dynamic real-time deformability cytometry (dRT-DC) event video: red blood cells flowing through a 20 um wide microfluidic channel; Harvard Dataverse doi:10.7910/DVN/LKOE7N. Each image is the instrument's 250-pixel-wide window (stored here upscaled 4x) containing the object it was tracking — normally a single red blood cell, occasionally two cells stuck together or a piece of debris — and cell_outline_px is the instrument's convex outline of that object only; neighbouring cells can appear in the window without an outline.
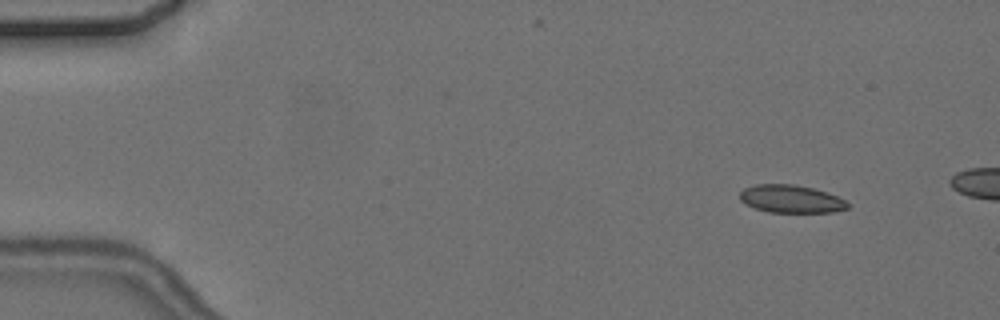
{"species": "common noctule bat (a hibernating species)", "species_latin": "Nyctalus noctula", "temperature_condition": "cold", "stored_images_in_passage": 4, "camera_frame_rate_fps": 3000, "um_per_image_px": 0.085, "animal": {"sex": "female", "body_mass_g": 24.6, "forearm_length_mm": 56.2}, "frame": {"image": 1, "passage_image": 1, "time_ms": 0.0, "image_size_px": [1000, 320], "cell_outline_px": [[852, 204], [848, 208], [832, 212], [768, 212], [744, 204], [740, 200], [740, 192], [744, 188], [756, 184], [792, 184], [812, 188], [828, 192]], "centroid_in_image_um": [67.24, 16.91], "position_along_channel_um": 17.8, "area_um2": 17.51}}